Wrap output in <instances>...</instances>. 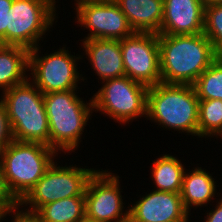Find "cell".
<instances>
[{
  "instance_id": "1",
  "label": "cell",
  "mask_w": 222,
  "mask_h": 222,
  "mask_svg": "<svg viewBox=\"0 0 222 222\" xmlns=\"http://www.w3.org/2000/svg\"><path fill=\"white\" fill-rule=\"evenodd\" d=\"M161 82L193 85L217 59L212 42L204 33L158 34Z\"/></svg>"
},
{
  "instance_id": "2",
  "label": "cell",
  "mask_w": 222,
  "mask_h": 222,
  "mask_svg": "<svg viewBox=\"0 0 222 222\" xmlns=\"http://www.w3.org/2000/svg\"><path fill=\"white\" fill-rule=\"evenodd\" d=\"M198 109L193 85L160 82L148 87L146 117L162 127L199 136Z\"/></svg>"
},
{
  "instance_id": "3",
  "label": "cell",
  "mask_w": 222,
  "mask_h": 222,
  "mask_svg": "<svg viewBox=\"0 0 222 222\" xmlns=\"http://www.w3.org/2000/svg\"><path fill=\"white\" fill-rule=\"evenodd\" d=\"M27 79L3 92L13 140L49 146V125L44 94ZM35 86V87H34Z\"/></svg>"
},
{
  "instance_id": "4",
  "label": "cell",
  "mask_w": 222,
  "mask_h": 222,
  "mask_svg": "<svg viewBox=\"0 0 222 222\" xmlns=\"http://www.w3.org/2000/svg\"><path fill=\"white\" fill-rule=\"evenodd\" d=\"M79 98L75 90L44 94V103L49 125V147L62 151H73L78 147L93 109L89 103Z\"/></svg>"
},
{
  "instance_id": "5",
  "label": "cell",
  "mask_w": 222,
  "mask_h": 222,
  "mask_svg": "<svg viewBox=\"0 0 222 222\" xmlns=\"http://www.w3.org/2000/svg\"><path fill=\"white\" fill-rule=\"evenodd\" d=\"M56 152L42 143L16 140L0 152L6 183L19 202L54 162Z\"/></svg>"
},
{
  "instance_id": "6",
  "label": "cell",
  "mask_w": 222,
  "mask_h": 222,
  "mask_svg": "<svg viewBox=\"0 0 222 222\" xmlns=\"http://www.w3.org/2000/svg\"><path fill=\"white\" fill-rule=\"evenodd\" d=\"M54 3L55 0H13L8 12L6 45L29 50L38 47L37 42L54 22Z\"/></svg>"
},
{
  "instance_id": "7",
  "label": "cell",
  "mask_w": 222,
  "mask_h": 222,
  "mask_svg": "<svg viewBox=\"0 0 222 222\" xmlns=\"http://www.w3.org/2000/svg\"><path fill=\"white\" fill-rule=\"evenodd\" d=\"M96 170L78 167H60L55 162L46 170L35 186L19 202L30 204L25 213L35 214L42 206L68 197L85 195L90 177Z\"/></svg>"
},
{
  "instance_id": "8",
  "label": "cell",
  "mask_w": 222,
  "mask_h": 222,
  "mask_svg": "<svg viewBox=\"0 0 222 222\" xmlns=\"http://www.w3.org/2000/svg\"><path fill=\"white\" fill-rule=\"evenodd\" d=\"M92 97L93 108L122 123L146 115L148 87L122 76L106 81Z\"/></svg>"
},
{
  "instance_id": "9",
  "label": "cell",
  "mask_w": 222,
  "mask_h": 222,
  "mask_svg": "<svg viewBox=\"0 0 222 222\" xmlns=\"http://www.w3.org/2000/svg\"><path fill=\"white\" fill-rule=\"evenodd\" d=\"M120 44L127 77L147 87L161 82L158 34L135 32Z\"/></svg>"
},
{
  "instance_id": "10",
  "label": "cell",
  "mask_w": 222,
  "mask_h": 222,
  "mask_svg": "<svg viewBox=\"0 0 222 222\" xmlns=\"http://www.w3.org/2000/svg\"><path fill=\"white\" fill-rule=\"evenodd\" d=\"M39 47L29 52V70L33 83L43 93L76 90L80 79L76 60L81 57L71 56L68 50L60 49L47 56H38ZM74 57V58H73Z\"/></svg>"
},
{
  "instance_id": "11",
  "label": "cell",
  "mask_w": 222,
  "mask_h": 222,
  "mask_svg": "<svg viewBox=\"0 0 222 222\" xmlns=\"http://www.w3.org/2000/svg\"><path fill=\"white\" fill-rule=\"evenodd\" d=\"M76 4L77 22L91 31L83 40H122L135 33L114 0H77Z\"/></svg>"
},
{
  "instance_id": "12",
  "label": "cell",
  "mask_w": 222,
  "mask_h": 222,
  "mask_svg": "<svg viewBox=\"0 0 222 222\" xmlns=\"http://www.w3.org/2000/svg\"><path fill=\"white\" fill-rule=\"evenodd\" d=\"M119 176L96 170L85 191V217L98 222H128L129 210L123 215Z\"/></svg>"
},
{
  "instance_id": "13",
  "label": "cell",
  "mask_w": 222,
  "mask_h": 222,
  "mask_svg": "<svg viewBox=\"0 0 222 222\" xmlns=\"http://www.w3.org/2000/svg\"><path fill=\"white\" fill-rule=\"evenodd\" d=\"M181 193L150 192L129 209L128 222H188Z\"/></svg>"
},
{
  "instance_id": "14",
  "label": "cell",
  "mask_w": 222,
  "mask_h": 222,
  "mask_svg": "<svg viewBox=\"0 0 222 222\" xmlns=\"http://www.w3.org/2000/svg\"><path fill=\"white\" fill-rule=\"evenodd\" d=\"M204 0H163L159 34L194 35L204 32Z\"/></svg>"
},
{
  "instance_id": "15",
  "label": "cell",
  "mask_w": 222,
  "mask_h": 222,
  "mask_svg": "<svg viewBox=\"0 0 222 222\" xmlns=\"http://www.w3.org/2000/svg\"><path fill=\"white\" fill-rule=\"evenodd\" d=\"M83 48L93 69L103 81L125 76L120 40L88 39Z\"/></svg>"
},
{
  "instance_id": "16",
  "label": "cell",
  "mask_w": 222,
  "mask_h": 222,
  "mask_svg": "<svg viewBox=\"0 0 222 222\" xmlns=\"http://www.w3.org/2000/svg\"><path fill=\"white\" fill-rule=\"evenodd\" d=\"M134 30L159 34L163 19V0H114Z\"/></svg>"
},
{
  "instance_id": "17",
  "label": "cell",
  "mask_w": 222,
  "mask_h": 222,
  "mask_svg": "<svg viewBox=\"0 0 222 222\" xmlns=\"http://www.w3.org/2000/svg\"><path fill=\"white\" fill-rule=\"evenodd\" d=\"M29 52L21 46L0 44V87L3 92L27 80Z\"/></svg>"
},
{
  "instance_id": "18",
  "label": "cell",
  "mask_w": 222,
  "mask_h": 222,
  "mask_svg": "<svg viewBox=\"0 0 222 222\" xmlns=\"http://www.w3.org/2000/svg\"><path fill=\"white\" fill-rule=\"evenodd\" d=\"M215 181L209 173L198 167L192 173L184 172L181 198L183 206L189 213V207L208 203L215 195Z\"/></svg>"
},
{
  "instance_id": "19",
  "label": "cell",
  "mask_w": 222,
  "mask_h": 222,
  "mask_svg": "<svg viewBox=\"0 0 222 222\" xmlns=\"http://www.w3.org/2000/svg\"><path fill=\"white\" fill-rule=\"evenodd\" d=\"M34 216L40 222H81L85 218V195L48 203Z\"/></svg>"
},
{
  "instance_id": "20",
  "label": "cell",
  "mask_w": 222,
  "mask_h": 222,
  "mask_svg": "<svg viewBox=\"0 0 222 222\" xmlns=\"http://www.w3.org/2000/svg\"><path fill=\"white\" fill-rule=\"evenodd\" d=\"M176 157L164 155L153 162L152 177L156 191L181 193L184 167Z\"/></svg>"
},
{
  "instance_id": "21",
  "label": "cell",
  "mask_w": 222,
  "mask_h": 222,
  "mask_svg": "<svg viewBox=\"0 0 222 222\" xmlns=\"http://www.w3.org/2000/svg\"><path fill=\"white\" fill-rule=\"evenodd\" d=\"M193 86L199 100H222V57H217Z\"/></svg>"
},
{
  "instance_id": "22",
  "label": "cell",
  "mask_w": 222,
  "mask_h": 222,
  "mask_svg": "<svg viewBox=\"0 0 222 222\" xmlns=\"http://www.w3.org/2000/svg\"><path fill=\"white\" fill-rule=\"evenodd\" d=\"M199 137L217 135L222 130V100H199Z\"/></svg>"
},
{
  "instance_id": "23",
  "label": "cell",
  "mask_w": 222,
  "mask_h": 222,
  "mask_svg": "<svg viewBox=\"0 0 222 222\" xmlns=\"http://www.w3.org/2000/svg\"><path fill=\"white\" fill-rule=\"evenodd\" d=\"M218 57H222V4H205L204 32Z\"/></svg>"
},
{
  "instance_id": "24",
  "label": "cell",
  "mask_w": 222,
  "mask_h": 222,
  "mask_svg": "<svg viewBox=\"0 0 222 222\" xmlns=\"http://www.w3.org/2000/svg\"><path fill=\"white\" fill-rule=\"evenodd\" d=\"M0 201L13 213L20 207L19 201L13 196L5 180L2 164L0 162Z\"/></svg>"
},
{
  "instance_id": "25",
  "label": "cell",
  "mask_w": 222,
  "mask_h": 222,
  "mask_svg": "<svg viewBox=\"0 0 222 222\" xmlns=\"http://www.w3.org/2000/svg\"><path fill=\"white\" fill-rule=\"evenodd\" d=\"M0 152L13 141L6 108L0 99Z\"/></svg>"
},
{
  "instance_id": "26",
  "label": "cell",
  "mask_w": 222,
  "mask_h": 222,
  "mask_svg": "<svg viewBox=\"0 0 222 222\" xmlns=\"http://www.w3.org/2000/svg\"><path fill=\"white\" fill-rule=\"evenodd\" d=\"M13 0H0V44L6 45V29L8 25V12Z\"/></svg>"
},
{
  "instance_id": "27",
  "label": "cell",
  "mask_w": 222,
  "mask_h": 222,
  "mask_svg": "<svg viewBox=\"0 0 222 222\" xmlns=\"http://www.w3.org/2000/svg\"><path fill=\"white\" fill-rule=\"evenodd\" d=\"M205 222H222V199L218 202L216 209L210 211Z\"/></svg>"
},
{
  "instance_id": "28",
  "label": "cell",
  "mask_w": 222,
  "mask_h": 222,
  "mask_svg": "<svg viewBox=\"0 0 222 222\" xmlns=\"http://www.w3.org/2000/svg\"><path fill=\"white\" fill-rule=\"evenodd\" d=\"M13 222H40L33 214H27L24 211H15Z\"/></svg>"
},
{
  "instance_id": "29",
  "label": "cell",
  "mask_w": 222,
  "mask_h": 222,
  "mask_svg": "<svg viewBox=\"0 0 222 222\" xmlns=\"http://www.w3.org/2000/svg\"><path fill=\"white\" fill-rule=\"evenodd\" d=\"M11 213V211L0 201V222L2 218L6 217V214Z\"/></svg>"
},
{
  "instance_id": "30",
  "label": "cell",
  "mask_w": 222,
  "mask_h": 222,
  "mask_svg": "<svg viewBox=\"0 0 222 222\" xmlns=\"http://www.w3.org/2000/svg\"><path fill=\"white\" fill-rule=\"evenodd\" d=\"M205 4H222V0H204Z\"/></svg>"
},
{
  "instance_id": "31",
  "label": "cell",
  "mask_w": 222,
  "mask_h": 222,
  "mask_svg": "<svg viewBox=\"0 0 222 222\" xmlns=\"http://www.w3.org/2000/svg\"><path fill=\"white\" fill-rule=\"evenodd\" d=\"M81 222H98V221H94L85 217Z\"/></svg>"
},
{
  "instance_id": "32",
  "label": "cell",
  "mask_w": 222,
  "mask_h": 222,
  "mask_svg": "<svg viewBox=\"0 0 222 222\" xmlns=\"http://www.w3.org/2000/svg\"><path fill=\"white\" fill-rule=\"evenodd\" d=\"M222 136V130L216 136Z\"/></svg>"
}]
</instances>
